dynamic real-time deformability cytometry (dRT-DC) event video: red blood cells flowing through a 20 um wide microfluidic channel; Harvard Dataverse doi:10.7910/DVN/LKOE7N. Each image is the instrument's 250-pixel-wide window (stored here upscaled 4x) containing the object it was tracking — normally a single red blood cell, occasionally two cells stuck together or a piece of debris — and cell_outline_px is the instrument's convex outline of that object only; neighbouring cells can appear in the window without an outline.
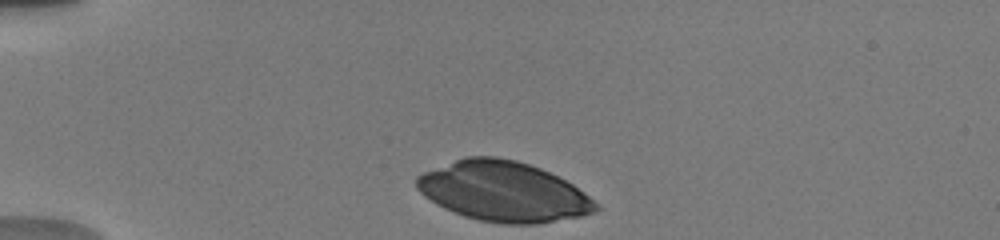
{"species": "human", "species_latin": "Homo sapiens", "temperature_condition": "warm", "stored_images_in_passage": 26, "camera_frame_rate_fps": 3000, "um_per_image_px": 0.085, "donor": {"sex": "male"}, "frame": {"image": 1, "passage_image": 1, "time_ms": 0.0, "image_size_px": [1000, 240], "cell_outline_px": [[600, 208], [592, 212], [580, 216], [536, 224], [504, 224], [480, 220], [464, 216], [444, 208], [436, 204], [424, 196], [416, 188], [416, 176], [424, 172], [464, 156], [496, 156], [516, 160], [540, 168], [572, 184], [584, 192]], "centroid_in_image_um": [42.74, 16.27], "position_along_channel_um": 42.3, "area_um2": 62.19}}